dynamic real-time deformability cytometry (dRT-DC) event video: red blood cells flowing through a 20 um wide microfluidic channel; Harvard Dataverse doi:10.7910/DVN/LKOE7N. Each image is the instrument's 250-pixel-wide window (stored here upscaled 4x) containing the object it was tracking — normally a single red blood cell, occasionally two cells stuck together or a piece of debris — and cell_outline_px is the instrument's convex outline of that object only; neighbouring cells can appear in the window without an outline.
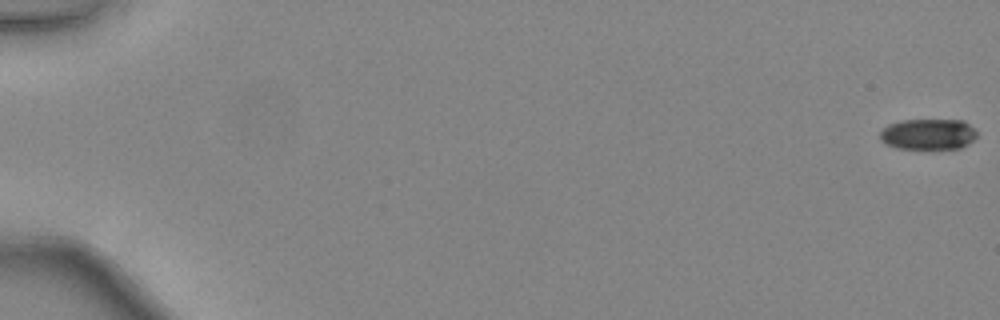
{"species": "common noctule bat (a hibernating species)", "species_latin": "Nyctalus noctula", "temperature_condition": "warm", "stored_images_in_passage": 49, "camera_frame_rate_fps": 3000, "um_per_image_px": 0.085, "animal": {"sex": "female", "body_mass_g": 24.6, "forearm_length_mm": 56.2}, "frame": {"image": 1, "passage_image": 1, "time_ms": 0.0, "image_size_px": [1000, 320], "cell_outline_px": [[976, 136], [968, 144], [960, 148], [896, 148], [884, 144], [880, 140], [880, 132], [888, 124], [900, 120], [964, 120], [976, 132]], "centroid_in_image_um": [78.85, 11.4], "position_along_channel_um": 6.1, "area_um2": 17.34}}
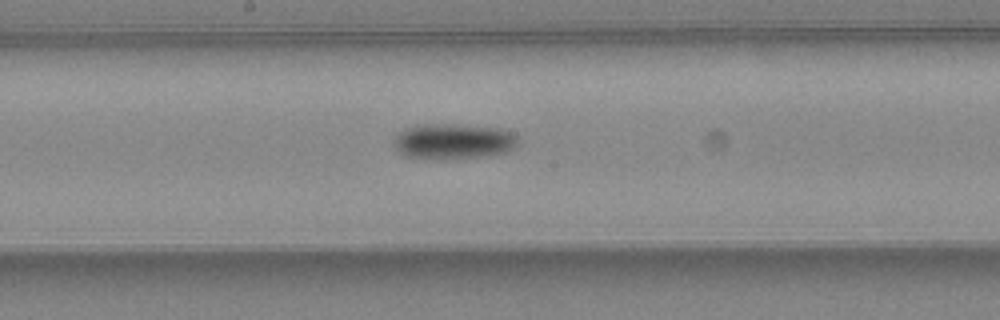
{"frame": {"image": 2, "passage_image": 28, "time_ms": 9.0, "image_size_px": [1000, 320], "cell_outline_px": [[516, 144], [508, 152], [488, 156], [448, 160], [432, 160], [404, 156], [392, 144], [396, 136], [404, 128], [420, 124], [452, 124], [500, 128], [516, 136]], "centroid_in_image_um": [38.48, 12.04], "position_along_channel_um": 209.7, "area_um2": 26.07}}
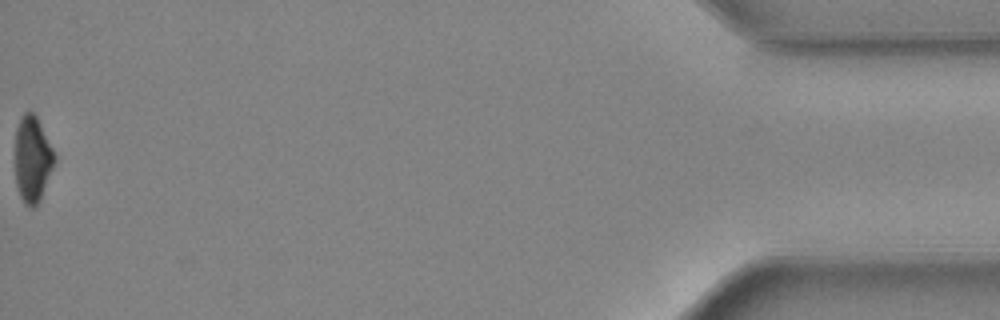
{"frame": {"image": 3, "passage_image": 49, "time_ms": 16.0, "image_size_px": [1000, 320], "cell_outline_px": [[56, 160], [40, 200], [32, 208], [28, 208], [24, 204], [20, 196], [16, 184], [16, 128], [20, 116], [28, 108], [36, 116], [56, 156]], "centroid_in_image_um": [2.75, 13.52], "position_along_channel_um": 432.4, "area_um2": 19.71}, "authors_computed_cell_mechanics": {"area_um2": 21.4438, "velocity_mm_per_s": 4.476, "shape_relaxation_time_tau1_ms": 3.1664, "shape_relaxation_time_tau2_ms": null, "deformation_change_tau1": 0.115, "deformation_change_tau2": null}}